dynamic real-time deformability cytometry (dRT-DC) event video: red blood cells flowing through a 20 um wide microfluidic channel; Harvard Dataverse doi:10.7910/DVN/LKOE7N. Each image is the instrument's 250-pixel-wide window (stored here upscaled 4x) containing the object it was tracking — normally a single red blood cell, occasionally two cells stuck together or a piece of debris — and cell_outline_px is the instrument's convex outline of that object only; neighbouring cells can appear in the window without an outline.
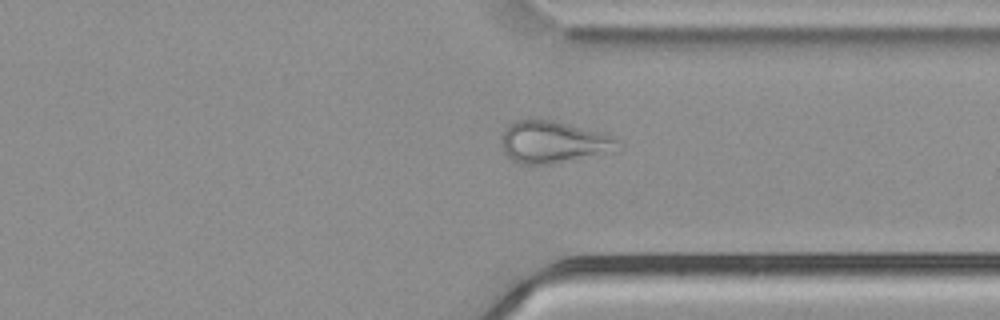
{"species": "common noctule bat (a hibernating species)", "species_latin": "Nyctalus noctula", "temperature_condition": "cold", "stored_images_in_passage": 54, "camera_frame_rate_fps": 3000, "um_per_image_px": 0.085, "animal": {"sex": "male", "body_mass_g": 21.5, "forearm_length_mm": 52.0}, "frame": {"image": 1, "passage_image": 41, "time_ms": 13.333, "image_size_px": [1000, 320], "cell_outline_px": [[624, 144], [616, 152], [548, 164], [520, 164], [512, 160], [504, 152], [500, 140], [504, 128], [508, 124], [516, 120], [552, 120], [616, 136]], "centroid_in_image_um": [47.09, 12.08], "position_along_channel_um": 364.3, "area_um2": 28.9}}
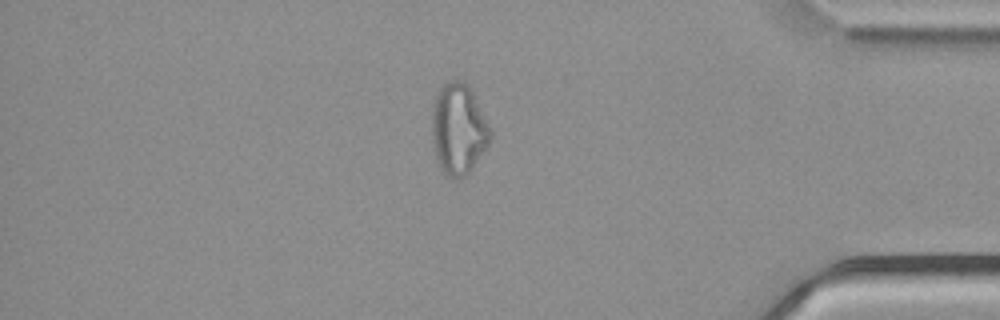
{"frame": {"image": 2, "passage_image": 46, "time_ms": 15.0, "image_size_px": [1000, 320], "cell_outline_px": [[492, 136], [488, 144], [468, 172], [464, 176], [456, 180], [448, 176], [440, 168], [436, 160], [432, 144], [432, 104], [436, 92], [448, 80], [464, 80], [468, 84], [492, 132]], "centroid_in_image_um": [38.93, 10.95], "position_along_channel_um": 396.3, "area_um2": 30.92}}